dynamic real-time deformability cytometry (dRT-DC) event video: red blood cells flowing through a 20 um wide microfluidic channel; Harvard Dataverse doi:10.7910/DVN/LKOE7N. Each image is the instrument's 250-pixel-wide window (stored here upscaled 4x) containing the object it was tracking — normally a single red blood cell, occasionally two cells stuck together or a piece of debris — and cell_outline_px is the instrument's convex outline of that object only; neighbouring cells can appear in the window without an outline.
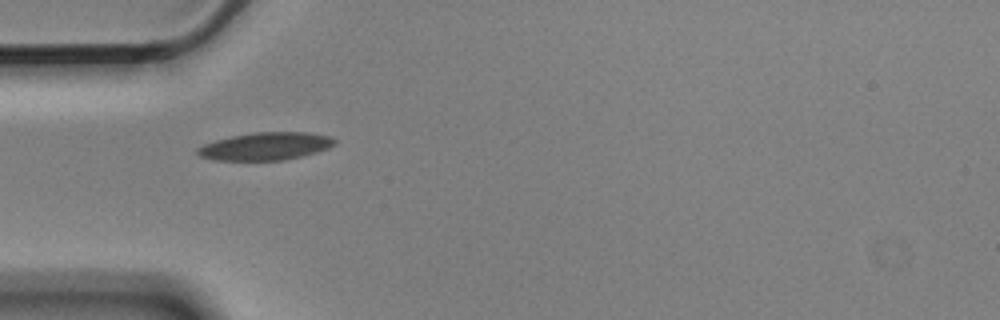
{"species": "Egyptian fruit bat (a non-hibernating species)", "species_latin": "Rousettus aegyptiacus", "temperature_condition": "cold", "stored_images_in_passage": 5, "camera_frame_rate_fps": 3000, "um_per_image_px": 0.085, "animal": {"sex": "male"}, "frame": {"image": 1, "passage_image": 4, "time_ms": 1.0, "image_size_px": [1000, 320], "cell_outline_px": [[336, 144], [328, 148], [316, 152], [284, 160], [216, 160], [200, 156], [196, 152], [196, 148], [204, 144], [216, 140], [232, 136], [252, 132], [308, 132], [328, 136], [336, 140]], "centroid_in_image_um": [22.56, 12.42], "position_along_channel_um": 62.4, "area_um2": 22.02}}
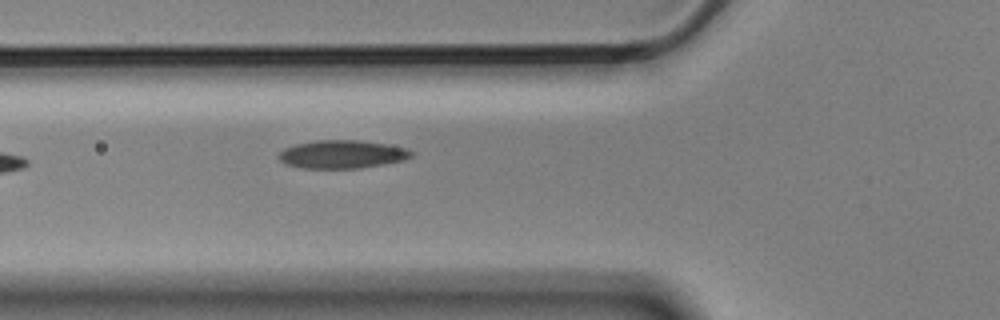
{"frame": {"image": 2, "passage_image": 5, "time_ms": 1.333, "image_size_px": [1000, 320], "cell_outline_px": [[412, 156], [404, 160], [384, 164], [360, 168], [304, 168], [288, 164], [280, 160], [276, 156], [284, 148], [296, 144], [316, 140], [360, 140], [388, 144], [408, 148], [412, 152]], "centroid_in_image_um": [29.1, 13.1], "position_along_channel_um": 96.7, "area_um2": 21.79}}